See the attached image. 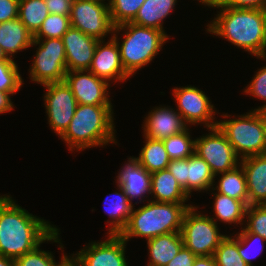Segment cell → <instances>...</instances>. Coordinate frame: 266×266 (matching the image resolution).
I'll return each mask as SVG.
<instances>
[{
    "instance_id": "obj_1",
    "label": "cell",
    "mask_w": 266,
    "mask_h": 266,
    "mask_svg": "<svg viewBox=\"0 0 266 266\" xmlns=\"http://www.w3.org/2000/svg\"><path fill=\"white\" fill-rule=\"evenodd\" d=\"M59 230L15 203L0 196V255L16 259L44 242L60 243Z\"/></svg>"
},
{
    "instance_id": "obj_2",
    "label": "cell",
    "mask_w": 266,
    "mask_h": 266,
    "mask_svg": "<svg viewBox=\"0 0 266 266\" xmlns=\"http://www.w3.org/2000/svg\"><path fill=\"white\" fill-rule=\"evenodd\" d=\"M220 12L206 31L266 60V10L213 7Z\"/></svg>"
},
{
    "instance_id": "obj_3",
    "label": "cell",
    "mask_w": 266,
    "mask_h": 266,
    "mask_svg": "<svg viewBox=\"0 0 266 266\" xmlns=\"http://www.w3.org/2000/svg\"><path fill=\"white\" fill-rule=\"evenodd\" d=\"M112 105L78 104L69 127L60 136L70 151L117 143Z\"/></svg>"
},
{
    "instance_id": "obj_4",
    "label": "cell",
    "mask_w": 266,
    "mask_h": 266,
    "mask_svg": "<svg viewBox=\"0 0 266 266\" xmlns=\"http://www.w3.org/2000/svg\"><path fill=\"white\" fill-rule=\"evenodd\" d=\"M193 205L185 203L154 202L132 209L129 222L120 236L127 242L131 237L146 240L170 232H180L186 211Z\"/></svg>"
},
{
    "instance_id": "obj_5",
    "label": "cell",
    "mask_w": 266,
    "mask_h": 266,
    "mask_svg": "<svg viewBox=\"0 0 266 266\" xmlns=\"http://www.w3.org/2000/svg\"><path fill=\"white\" fill-rule=\"evenodd\" d=\"M121 30L126 31L120 44L117 34ZM111 36L117 41L122 66L129 76L149 64L160 52L163 44L169 39L168 35L163 31L139 26L132 22L114 27Z\"/></svg>"
},
{
    "instance_id": "obj_6",
    "label": "cell",
    "mask_w": 266,
    "mask_h": 266,
    "mask_svg": "<svg viewBox=\"0 0 266 266\" xmlns=\"http://www.w3.org/2000/svg\"><path fill=\"white\" fill-rule=\"evenodd\" d=\"M237 118L218 121L217 126L240 159L266 153L262 110H253Z\"/></svg>"
},
{
    "instance_id": "obj_7",
    "label": "cell",
    "mask_w": 266,
    "mask_h": 266,
    "mask_svg": "<svg viewBox=\"0 0 266 266\" xmlns=\"http://www.w3.org/2000/svg\"><path fill=\"white\" fill-rule=\"evenodd\" d=\"M191 206L185 213L181 226L183 245L196 256H213L226 235L220 234L213 217L199 214Z\"/></svg>"
},
{
    "instance_id": "obj_8",
    "label": "cell",
    "mask_w": 266,
    "mask_h": 266,
    "mask_svg": "<svg viewBox=\"0 0 266 266\" xmlns=\"http://www.w3.org/2000/svg\"><path fill=\"white\" fill-rule=\"evenodd\" d=\"M38 46L30 67V79L41 85L63 82L67 73L64 43L61 38L34 39Z\"/></svg>"
},
{
    "instance_id": "obj_9",
    "label": "cell",
    "mask_w": 266,
    "mask_h": 266,
    "mask_svg": "<svg viewBox=\"0 0 266 266\" xmlns=\"http://www.w3.org/2000/svg\"><path fill=\"white\" fill-rule=\"evenodd\" d=\"M209 131L206 136L194 139V153L207 162L216 177L238 167L241 159L218 126L209 128Z\"/></svg>"
},
{
    "instance_id": "obj_10",
    "label": "cell",
    "mask_w": 266,
    "mask_h": 266,
    "mask_svg": "<svg viewBox=\"0 0 266 266\" xmlns=\"http://www.w3.org/2000/svg\"><path fill=\"white\" fill-rule=\"evenodd\" d=\"M71 27L98 40L113 33L108 3L91 0H73L70 11Z\"/></svg>"
},
{
    "instance_id": "obj_11",
    "label": "cell",
    "mask_w": 266,
    "mask_h": 266,
    "mask_svg": "<svg viewBox=\"0 0 266 266\" xmlns=\"http://www.w3.org/2000/svg\"><path fill=\"white\" fill-rule=\"evenodd\" d=\"M47 89L44 105L48 115V124L57 135L61 136L69 127L75 114L77 101L71 88L63 82L43 85Z\"/></svg>"
},
{
    "instance_id": "obj_12",
    "label": "cell",
    "mask_w": 266,
    "mask_h": 266,
    "mask_svg": "<svg viewBox=\"0 0 266 266\" xmlns=\"http://www.w3.org/2000/svg\"><path fill=\"white\" fill-rule=\"evenodd\" d=\"M177 103V111L182 116L186 124L203 123L207 130L217 126L215 121L214 106L206 96L205 92L195 86L176 87L173 89V94Z\"/></svg>"
},
{
    "instance_id": "obj_13",
    "label": "cell",
    "mask_w": 266,
    "mask_h": 266,
    "mask_svg": "<svg viewBox=\"0 0 266 266\" xmlns=\"http://www.w3.org/2000/svg\"><path fill=\"white\" fill-rule=\"evenodd\" d=\"M64 81L71 88L77 104L112 105L107 91L110 83L89 70L67 71Z\"/></svg>"
},
{
    "instance_id": "obj_14",
    "label": "cell",
    "mask_w": 266,
    "mask_h": 266,
    "mask_svg": "<svg viewBox=\"0 0 266 266\" xmlns=\"http://www.w3.org/2000/svg\"><path fill=\"white\" fill-rule=\"evenodd\" d=\"M126 243L120 235L109 234L107 240L89 243L74 255L82 266H128Z\"/></svg>"
},
{
    "instance_id": "obj_15",
    "label": "cell",
    "mask_w": 266,
    "mask_h": 266,
    "mask_svg": "<svg viewBox=\"0 0 266 266\" xmlns=\"http://www.w3.org/2000/svg\"><path fill=\"white\" fill-rule=\"evenodd\" d=\"M88 70L107 82L113 79L114 82L124 80L126 82L130 78L122 66L120 50L113 37H110L107 43L104 40H98L92 64Z\"/></svg>"
},
{
    "instance_id": "obj_16",
    "label": "cell",
    "mask_w": 266,
    "mask_h": 266,
    "mask_svg": "<svg viewBox=\"0 0 266 266\" xmlns=\"http://www.w3.org/2000/svg\"><path fill=\"white\" fill-rule=\"evenodd\" d=\"M67 71L88 70L92 64L98 39L70 27L62 36Z\"/></svg>"
},
{
    "instance_id": "obj_17",
    "label": "cell",
    "mask_w": 266,
    "mask_h": 266,
    "mask_svg": "<svg viewBox=\"0 0 266 266\" xmlns=\"http://www.w3.org/2000/svg\"><path fill=\"white\" fill-rule=\"evenodd\" d=\"M144 135L147 138L164 140L188 128L177 110L167 107H155L145 118Z\"/></svg>"
},
{
    "instance_id": "obj_18",
    "label": "cell",
    "mask_w": 266,
    "mask_h": 266,
    "mask_svg": "<svg viewBox=\"0 0 266 266\" xmlns=\"http://www.w3.org/2000/svg\"><path fill=\"white\" fill-rule=\"evenodd\" d=\"M247 183L248 205H266V153L241 159Z\"/></svg>"
},
{
    "instance_id": "obj_19",
    "label": "cell",
    "mask_w": 266,
    "mask_h": 266,
    "mask_svg": "<svg viewBox=\"0 0 266 266\" xmlns=\"http://www.w3.org/2000/svg\"><path fill=\"white\" fill-rule=\"evenodd\" d=\"M117 176V184L125 191L129 201H141L151 193V173L144 169L134 157L129 158Z\"/></svg>"
},
{
    "instance_id": "obj_20",
    "label": "cell",
    "mask_w": 266,
    "mask_h": 266,
    "mask_svg": "<svg viewBox=\"0 0 266 266\" xmlns=\"http://www.w3.org/2000/svg\"><path fill=\"white\" fill-rule=\"evenodd\" d=\"M33 34L19 18L0 23V46L9 59L18 51L29 48L33 42Z\"/></svg>"
},
{
    "instance_id": "obj_21",
    "label": "cell",
    "mask_w": 266,
    "mask_h": 266,
    "mask_svg": "<svg viewBox=\"0 0 266 266\" xmlns=\"http://www.w3.org/2000/svg\"><path fill=\"white\" fill-rule=\"evenodd\" d=\"M150 193L154 202L185 203L190 198L168 169L151 173Z\"/></svg>"
},
{
    "instance_id": "obj_22",
    "label": "cell",
    "mask_w": 266,
    "mask_h": 266,
    "mask_svg": "<svg viewBox=\"0 0 266 266\" xmlns=\"http://www.w3.org/2000/svg\"><path fill=\"white\" fill-rule=\"evenodd\" d=\"M183 246L180 232H170L147 240L151 257L147 266H166Z\"/></svg>"
},
{
    "instance_id": "obj_23",
    "label": "cell",
    "mask_w": 266,
    "mask_h": 266,
    "mask_svg": "<svg viewBox=\"0 0 266 266\" xmlns=\"http://www.w3.org/2000/svg\"><path fill=\"white\" fill-rule=\"evenodd\" d=\"M118 192L113 194L112 199H105L104 208L105 212L109 215V232L108 235H120L121 232L126 228L130 215L132 213L133 206L129 201L125 191L121 188L119 184H117ZM111 196V195H110ZM107 203V205L105 204ZM108 206V207H107Z\"/></svg>"
},
{
    "instance_id": "obj_24",
    "label": "cell",
    "mask_w": 266,
    "mask_h": 266,
    "mask_svg": "<svg viewBox=\"0 0 266 266\" xmlns=\"http://www.w3.org/2000/svg\"><path fill=\"white\" fill-rule=\"evenodd\" d=\"M177 0H146L139 9L133 24L164 31L163 20L171 14Z\"/></svg>"
},
{
    "instance_id": "obj_25",
    "label": "cell",
    "mask_w": 266,
    "mask_h": 266,
    "mask_svg": "<svg viewBox=\"0 0 266 266\" xmlns=\"http://www.w3.org/2000/svg\"><path fill=\"white\" fill-rule=\"evenodd\" d=\"M188 196L193 191H208L213 188L215 175L212 173L207 162L193 153L187 158ZM193 190V191H192Z\"/></svg>"
},
{
    "instance_id": "obj_26",
    "label": "cell",
    "mask_w": 266,
    "mask_h": 266,
    "mask_svg": "<svg viewBox=\"0 0 266 266\" xmlns=\"http://www.w3.org/2000/svg\"><path fill=\"white\" fill-rule=\"evenodd\" d=\"M144 143L139 157L134 159L150 173L167 169L171 159L164 147L163 140L145 137Z\"/></svg>"
},
{
    "instance_id": "obj_27",
    "label": "cell",
    "mask_w": 266,
    "mask_h": 266,
    "mask_svg": "<svg viewBox=\"0 0 266 266\" xmlns=\"http://www.w3.org/2000/svg\"><path fill=\"white\" fill-rule=\"evenodd\" d=\"M220 175L222 176L218 181L219 183L211 190H217L216 192L222 195L241 200L248 206L246 176L242 166L239 165L231 171L220 173Z\"/></svg>"
},
{
    "instance_id": "obj_28",
    "label": "cell",
    "mask_w": 266,
    "mask_h": 266,
    "mask_svg": "<svg viewBox=\"0 0 266 266\" xmlns=\"http://www.w3.org/2000/svg\"><path fill=\"white\" fill-rule=\"evenodd\" d=\"M212 195L215 197V202H213V210L216 217L213 220L215 222L219 219L220 222L222 221L226 224H244L242 221L245 219L247 206L241 200L233 199L218 192Z\"/></svg>"
},
{
    "instance_id": "obj_29",
    "label": "cell",
    "mask_w": 266,
    "mask_h": 266,
    "mask_svg": "<svg viewBox=\"0 0 266 266\" xmlns=\"http://www.w3.org/2000/svg\"><path fill=\"white\" fill-rule=\"evenodd\" d=\"M48 15L45 0H19L18 18L33 35Z\"/></svg>"
},
{
    "instance_id": "obj_30",
    "label": "cell",
    "mask_w": 266,
    "mask_h": 266,
    "mask_svg": "<svg viewBox=\"0 0 266 266\" xmlns=\"http://www.w3.org/2000/svg\"><path fill=\"white\" fill-rule=\"evenodd\" d=\"M216 266H249L238 253V236H226L214 253Z\"/></svg>"
},
{
    "instance_id": "obj_31",
    "label": "cell",
    "mask_w": 266,
    "mask_h": 266,
    "mask_svg": "<svg viewBox=\"0 0 266 266\" xmlns=\"http://www.w3.org/2000/svg\"><path fill=\"white\" fill-rule=\"evenodd\" d=\"M189 128L163 140L164 147L171 160L189 158L195 149V140H191Z\"/></svg>"
},
{
    "instance_id": "obj_32",
    "label": "cell",
    "mask_w": 266,
    "mask_h": 266,
    "mask_svg": "<svg viewBox=\"0 0 266 266\" xmlns=\"http://www.w3.org/2000/svg\"><path fill=\"white\" fill-rule=\"evenodd\" d=\"M146 0H111L108 5L114 27L132 22Z\"/></svg>"
},
{
    "instance_id": "obj_33",
    "label": "cell",
    "mask_w": 266,
    "mask_h": 266,
    "mask_svg": "<svg viewBox=\"0 0 266 266\" xmlns=\"http://www.w3.org/2000/svg\"><path fill=\"white\" fill-rule=\"evenodd\" d=\"M70 27V16L49 14L33 39L62 38Z\"/></svg>"
},
{
    "instance_id": "obj_34",
    "label": "cell",
    "mask_w": 266,
    "mask_h": 266,
    "mask_svg": "<svg viewBox=\"0 0 266 266\" xmlns=\"http://www.w3.org/2000/svg\"><path fill=\"white\" fill-rule=\"evenodd\" d=\"M23 79L14 60L0 61V91L15 94L20 90Z\"/></svg>"
},
{
    "instance_id": "obj_35",
    "label": "cell",
    "mask_w": 266,
    "mask_h": 266,
    "mask_svg": "<svg viewBox=\"0 0 266 266\" xmlns=\"http://www.w3.org/2000/svg\"><path fill=\"white\" fill-rule=\"evenodd\" d=\"M245 216L247 226L241 232H251L266 240V205H248Z\"/></svg>"
},
{
    "instance_id": "obj_36",
    "label": "cell",
    "mask_w": 266,
    "mask_h": 266,
    "mask_svg": "<svg viewBox=\"0 0 266 266\" xmlns=\"http://www.w3.org/2000/svg\"><path fill=\"white\" fill-rule=\"evenodd\" d=\"M15 266H57L51 252L42 251L40 245L23 256L14 259Z\"/></svg>"
},
{
    "instance_id": "obj_37",
    "label": "cell",
    "mask_w": 266,
    "mask_h": 266,
    "mask_svg": "<svg viewBox=\"0 0 266 266\" xmlns=\"http://www.w3.org/2000/svg\"><path fill=\"white\" fill-rule=\"evenodd\" d=\"M237 236H238V253L249 266H253L251 260L254 258V256L251 254V250H249L248 247L250 246L251 243L257 244L258 242L259 245L260 241L262 242L263 245V243H265L266 240L262 238L260 235L251 232H241V233L239 232ZM263 248L264 246H261L259 249H256V251L258 250L257 252H259L260 254L262 253ZM256 251H253L255 253V257L258 255Z\"/></svg>"
},
{
    "instance_id": "obj_38",
    "label": "cell",
    "mask_w": 266,
    "mask_h": 266,
    "mask_svg": "<svg viewBox=\"0 0 266 266\" xmlns=\"http://www.w3.org/2000/svg\"><path fill=\"white\" fill-rule=\"evenodd\" d=\"M244 93L250 94L253 97L255 96V98H259L265 102V104L254 110L266 111V65L256 72L254 78L244 90Z\"/></svg>"
},
{
    "instance_id": "obj_39",
    "label": "cell",
    "mask_w": 266,
    "mask_h": 266,
    "mask_svg": "<svg viewBox=\"0 0 266 266\" xmlns=\"http://www.w3.org/2000/svg\"><path fill=\"white\" fill-rule=\"evenodd\" d=\"M210 7H232L243 9H265L266 0H198Z\"/></svg>"
},
{
    "instance_id": "obj_40",
    "label": "cell",
    "mask_w": 266,
    "mask_h": 266,
    "mask_svg": "<svg viewBox=\"0 0 266 266\" xmlns=\"http://www.w3.org/2000/svg\"><path fill=\"white\" fill-rule=\"evenodd\" d=\"M167 169L188 195L187 158L171 160Z\"/></svg>"
},
{
    "instance_id": "obj_41",
    "label": "cell",
    "mask_w": 266,
    "mask_h": 266,
    "mask_svg": "<svg viewBox=\"0 0 266 266\" xmlns=\"http://www.w3.org/2000/svg\"><path fill=\"white\" fill-rule=\"evenodd\" d=\"M19 0H0V23L18 18Z\"/></svg>"
},
{
    "instance_id": "obj_42",
    "label": "cell",
    "mask_w": 266,
    "mask_h": 266,
    "mask_svg": "<svg viewBox=\"0 0 266 266\" xmlns=\"http://www.w3.org/2000/svg\"><path fill=\"white\" fill-rule=\"evenodd\" d=\"M73 0H45L49 14L70 16Z\"/></svg>"
},
{
    "instance_id": "obj_43",
    "label": "cell",
    "mask_w": 266,
    "mask_h": 266,
    "mask_svg": "<svg viewBox=\"0 0 266 266\" xmlns=\"http://www.w3.org/2000/svg\"><path fill=\"white\" fill-rule=\"evenodd\" d=\"M196 257L189 249L183 246L166 266H193Z\"/></svg>"
},
{
    "instance_id": "obj_44",
    "label": "cell",
    "mask_w": 266,
    "mask_h": 266,
    "mask_svg": "<svg viewBox=\"0 0 266 266\" xmlns=\"http://www.w3.org/2000/svg\"><path fill=\"white\" fill-rule=\"evenodd\" d=\"M10 96L11 94L8 92L0 91V114L13 110L14 106Z\"/></svg>"
},
{
    "instance_id": "obj_45",
    "label": "cell",
    "mask_w": 266,
    "mask_h": 266,
    "mask_svg": "<svg viewBox=\"0 0 266 266\" xmlns=\"http://www.w3.org/2000/svg\"><path fill=\"white\" fill-rule=\"evenodd\" d=\"M193 266H216L214 256H197Z\"/></svg>"
},
{
    "instance_id": "obj_46",
    "label": "cell",
    "mask_w": 266,
    "mask_h": 266,
    "mask_svg": "<svg viewBox=\"0 0 266 266\" xmlns=\"http://www.w3.org/2000/svg\"><path fill=\"white\" fill-rule=\"evenodd\" d=\"M73 256H67L64 254L61 258V261L57 264V266H82L80 261L76 258L74 254ZM71 258V259H70Z\"/></svg>"
},
{
    "instance_id": "obj_47",
    "label": "cell",
    "mask_w": 266,
    "mask_h": 266,
    "mask_svg": "<svg viewBox=\"0 0 266 266\" xmlns=\"http://www.w3.org/2000/svg\"><path fill=\"white\" fill-rule=\"evenodd\" d=\"M0 266H15L14 259L0 255Z\"/></svg>"
},
{
    "instance_id": "obj_48",
    "label": "cell",
    "mask_w": 266,
    "mask_h": 266,
    "mask_svg": "<svg viewBox=\"0 0 266 266\" xmlns=\"http://www.w3.org/2000/svg\"><path fill=\"white\" fill-rule=\"evenodd\" d=\"M262 127H263V134L266 146V111L262 110Z\"/></svg>"
},
{
    "instance_id": "obj_49",
    "label": "cell",
    "mask_w": 266,
    "mask_h": 266,
    "mask_svg": "<svg viewBox=\"0 0 266 266\" xmlns=\"http://www.w3.org/2000/svg\"><path fill=\"white\" fill-rule=\"evenodd\" d=\"M1 60H12V59H9L8 57H7V55L5 54V52L3 51V49L1 48V46H0V61Z\"/></svg>"
},
{
    "instance_id": "obj_50",
    "label": "cell",
    "mask_w": 266,
    "mask_h": 266,
    "mask_svg": "<svg viewBox=\"0 0 266 266\" xmlns=\"http://www.w3.org/2000/svg\"><path fill=\"white\" fill-rule=\"evenodd\" d=\"M91 1L100 2L103 4L106 3L105 0H91ZM107 1H109V3H108V5H109L111 0H107Z\"/></svg>"
}]
</instances>
